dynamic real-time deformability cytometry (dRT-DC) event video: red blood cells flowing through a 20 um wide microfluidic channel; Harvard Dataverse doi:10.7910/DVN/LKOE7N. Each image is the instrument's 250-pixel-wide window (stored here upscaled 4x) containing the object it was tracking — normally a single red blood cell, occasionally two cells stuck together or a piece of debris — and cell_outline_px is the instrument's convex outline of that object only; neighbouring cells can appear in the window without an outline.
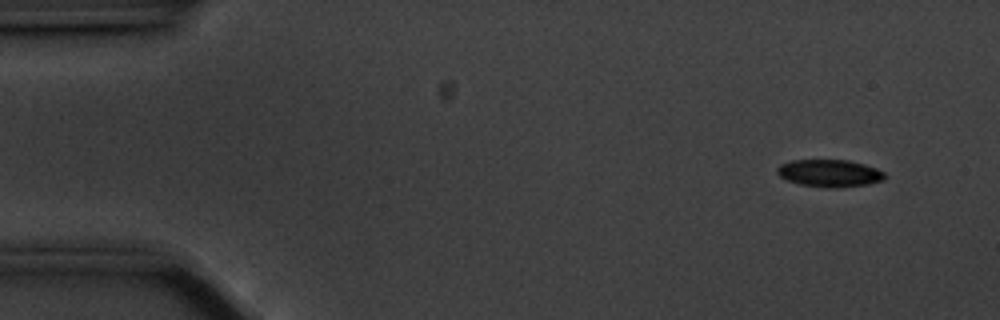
{"species": "common noctule bat (a hibernating species)", "species_latin": "Nyctalus noctula", "temperature_condition": "cold", "stored_images_in_passage": 53, "camera_frame_rate_fps": 3000, "um_per_image_px": 0.085, "animal": {"sex": "male", "body_mass_g": 20.1, "forearm_length_mm": 53.5}, "frame": {"image": 1, "passage_image": 1, "time_ms": 0.0, "image_size_px": [1000, 320], "cell_outline_px": [[888, 176], [884, 180], [868, 184], [832, 188], [828, 188], [800, 184], [788, 180], [780, 176], [776, 172], [776, 168], [780, 164], [792, 160], [848, 160], [864, 164], [876, 168], [884, 172]], "centroid_in_image_um": [70.53, 14.72], "position_along_channel_um": 14.5, "area_um2": 17.17}}
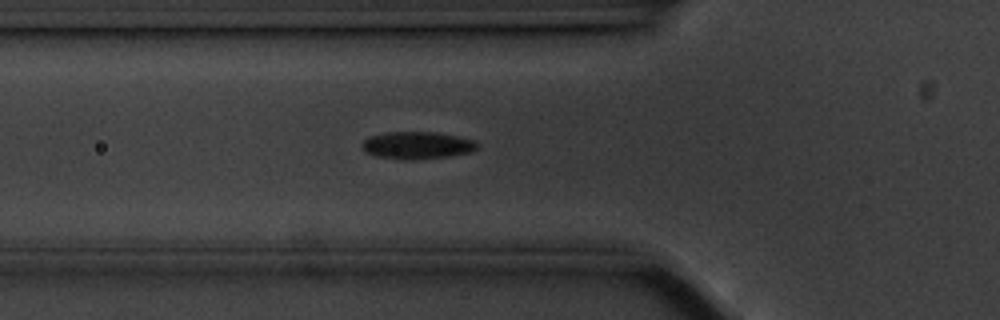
{"frame": {"image": 2, "passage_image": 16, "time_ms": 5.0, "image_size_px": [1000, 320], "cell_outline_px": [[480, 144], [472, 152], [448, 156], [412, 160], [404, 160], [376, 156], [364, 152], [360, 144], [364, 140], [372, 136], [388, 132], [436, 132], [476, 140]], "centroid_in_image_um": [35.46, 12.36], "position_along_channel_um": 90.3, "area_um2": 18.44}}
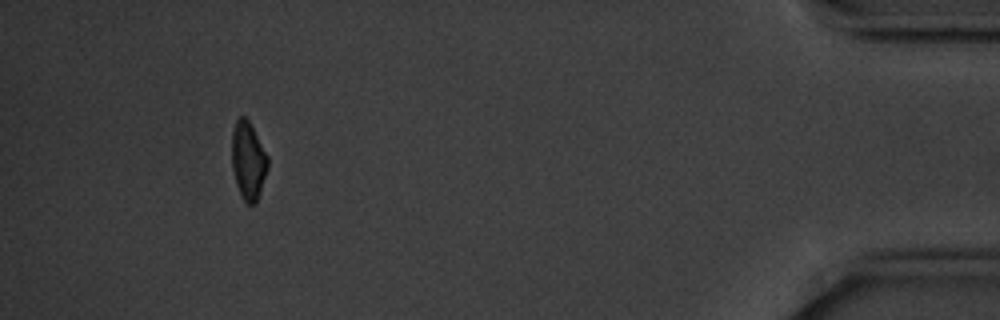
{"frame": {"image": 3, "passage_image": 49, "time_ms": 16.0, "image_size_px": [1000, 320], "cell_outline_px": [[268, 168], [256, 204], [248, 204], [240, 196], [236, 184], [232, 168], [232, 132], [236, 120], [240, 116], [244, 116], [248, 120], [268, 156]], "centroid_in_image_um": [21.09, 13.68], "position_along_channel_um": 414.1, "area_um2": 16.3}, "authors_computed_cell_mechanics": {"area_um2": 17.5712, "velocity_mm_per_s": 3.527, "shape_relaxation_time_tau1_ms": 2.6401, "shape_relaxation_time_tau2_ms": null, "deformation_change_tau1": 0.1105, "deformation_change_tau2": null}}